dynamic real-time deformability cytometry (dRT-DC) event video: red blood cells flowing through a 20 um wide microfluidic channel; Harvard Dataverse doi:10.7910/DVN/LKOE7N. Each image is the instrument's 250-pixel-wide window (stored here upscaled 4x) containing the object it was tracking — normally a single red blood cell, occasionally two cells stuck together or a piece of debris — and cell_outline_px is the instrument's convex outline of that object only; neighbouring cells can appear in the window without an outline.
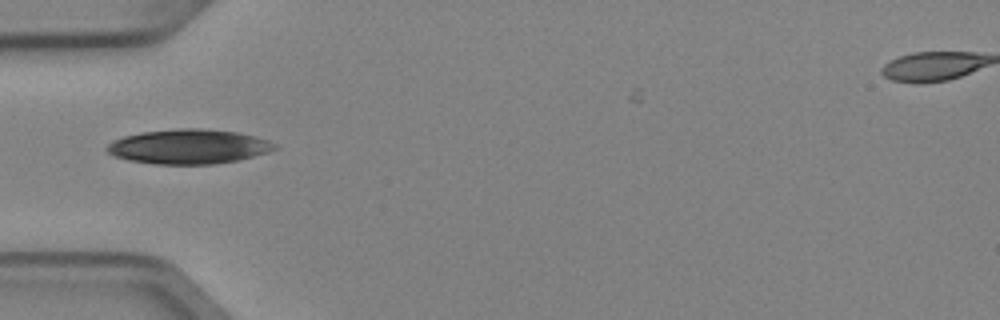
{"species": "Egyptian fruit bat (a non-hibernating species)", "species_latin": "Rousettus aegyptiacus", "temperature_condition": "cold", "stored_images_in_passage": 5, "camera_frame_rate_fps": 3000, "um_per_image_px": 0.085, "animal": {"sex": "female"}, "frame": {"image": 1, "passage_image": 4, "time_ms": 1.0, "image_size_px": [1000, 320], "cell_outline_px": [[276, 148], [268, 152], [236, 160], [212, 164], [156, 164], [128, 160], [112, 156], [104, 148], [112, 140], [124, 136], [140, 132], [176, 128], [204, 128], [236, 132], [256, 136], [268, 140], [276, 144]], "centroid_in_image_um": [15.98, 12.45], "position_along_channel_um": 69.0, "area_um2": 33.93}}